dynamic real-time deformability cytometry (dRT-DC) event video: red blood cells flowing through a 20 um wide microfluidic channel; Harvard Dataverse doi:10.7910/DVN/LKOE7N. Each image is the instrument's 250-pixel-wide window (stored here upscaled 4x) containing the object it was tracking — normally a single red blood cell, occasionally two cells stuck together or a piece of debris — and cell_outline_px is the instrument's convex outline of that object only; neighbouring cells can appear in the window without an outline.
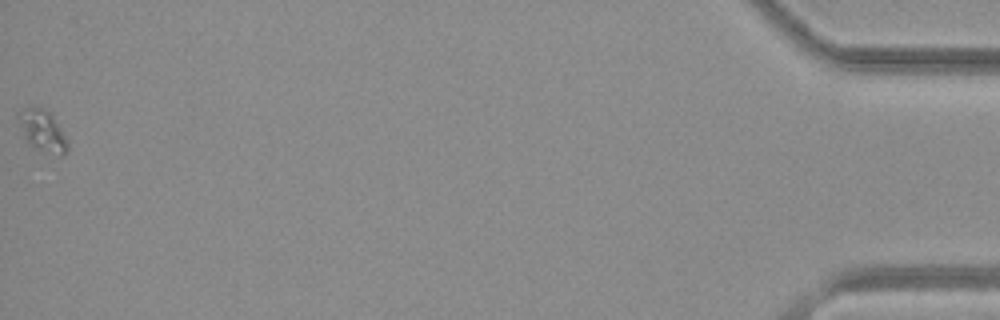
{"species": "common noctule bat (a hibernating species)", "species_latin": "Nyctalus noctula", "temperature_condition": "warm", "stored_images_in_passage": 34, "camera_frame_rate_fps": 3000, "um_per_image_px": 0.085, "animal": {"sex": "female", "body_mass_g": 19.3, "forearm_length_mm": 54.1}, "frame": {"image": 1, "passage_image": 34, "time_ms": 11.0, "image_size_px": [1000, 320], "cell_outline_px": [[68, 152], [60, 156], [36, 148], [28, 144], [24, 136], [16, 116], [16, 112], [24, 108], [44, 108], [52, 112], [68, 144]], "centroid_in_image_um": [3.6, 11.09], "position_along_channel_um": 431.6, "area_um2": 11.91}}